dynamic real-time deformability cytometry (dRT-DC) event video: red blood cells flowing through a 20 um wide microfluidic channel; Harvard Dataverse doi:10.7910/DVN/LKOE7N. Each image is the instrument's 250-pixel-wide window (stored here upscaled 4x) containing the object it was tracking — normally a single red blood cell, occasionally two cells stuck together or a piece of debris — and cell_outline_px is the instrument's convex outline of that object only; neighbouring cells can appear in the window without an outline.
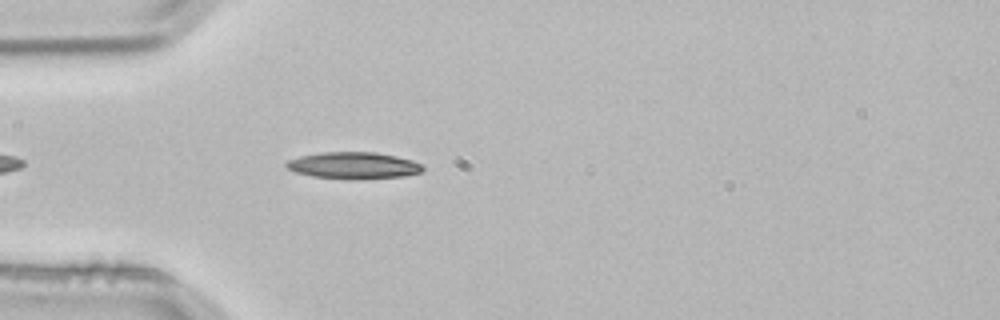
{"species": "common noctule bat (a hibernating species)", "species_latin": "Nyctalus noctula", "temperature_condition": "room temperature", "stored_images_in_passage": 4, "camera_frame_rate_fps": 3000, "um_per_image_px": 0.085, "animal": {"sex": "male", "body_mass_g": 21.5, "forearm_length_mm": 52.0}, "frame": {"image": 1, "passage_image": 4, "time_ms": 1.0, "image_size_px": [1000, 320], "cell_outline_px": [[424, 168], [420, 172], [404, 176], [360, 180], [348, 180], [312, 176], [296, 172], [284, 168], [284, 164], [288, 160], [300, 156], [320, 152], [376, 152], [396, 156], [412, 160], [420, 164]], "centroid_in_image_um": [30.01, 14.07], "position_along_channel_um": 55.0, "area_um2": 21.56}}